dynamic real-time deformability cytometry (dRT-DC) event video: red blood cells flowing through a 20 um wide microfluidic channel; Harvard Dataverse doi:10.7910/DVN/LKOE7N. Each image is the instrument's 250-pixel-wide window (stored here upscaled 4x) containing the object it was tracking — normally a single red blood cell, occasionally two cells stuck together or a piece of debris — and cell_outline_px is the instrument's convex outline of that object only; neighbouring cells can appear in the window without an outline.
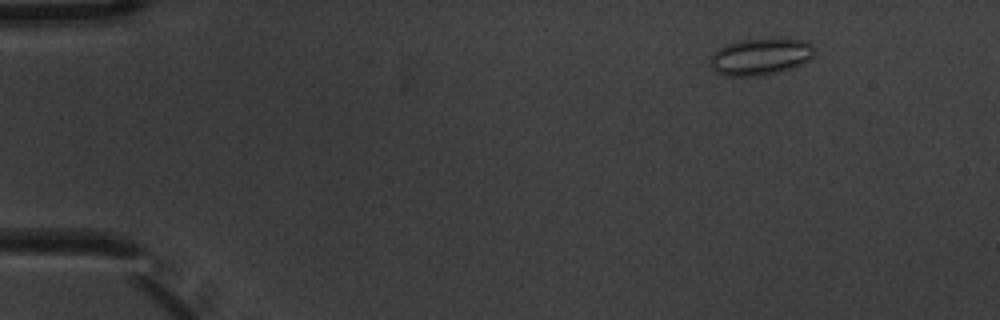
{"species": "common noctule bat (a hibernating species)", "species_latin": "Nyctalus noctula", "temperature_condition": "warm", "stored_images_in_passage": 3, "camera_frame_rate_fps": 3000, "um_per_image_px": 0.085, "animal": {"sex": "male", "body_mass_g": 20.1, "forearm_length_mm": 53.5}, "frame": {"image": 1, "passage_image": 1, "time_ms": 0.0, "image_size_px": [1000, 320], "cell_outline_px": [[816, 52], [808, 60], [792, 68], [760, 76], [724, 76], [716, 72], [712, 68], [708, 56], [716, 48], [740, 40], [800, 40], [812, 44], [816, 48]], "centroid_in_image_um": [64.57, 4.84], "position_along_channel_um": 20.4, "area_um2": 22.2}}
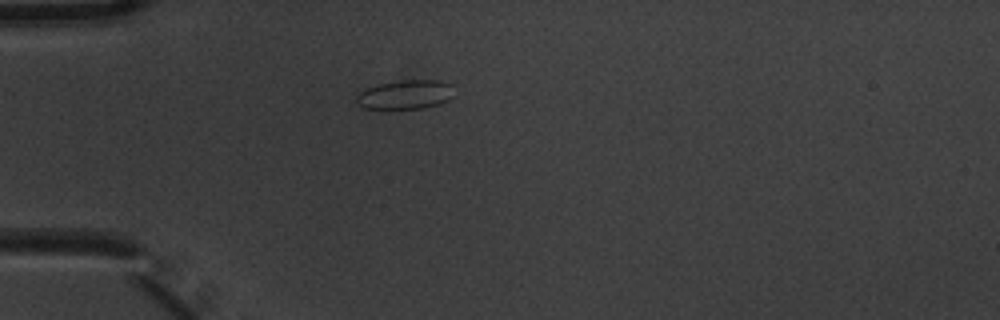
{"frame": {"image": 2, "passage_image": 3, "time_ms": 0.667, "image_size_px": [1000, 320], "cell_outline_px": [[452, 96], [448, 100], [440, 104], [424, 108], [364, 108], [356, 100], [356, 92], [364, 88], [380, 84], [400, 80], [436, 80], [452, 84]], "centroid_in_image_um": [34.44, 8.03], "position_along_channel_um": 50.6, "area_um2": 16.53}}